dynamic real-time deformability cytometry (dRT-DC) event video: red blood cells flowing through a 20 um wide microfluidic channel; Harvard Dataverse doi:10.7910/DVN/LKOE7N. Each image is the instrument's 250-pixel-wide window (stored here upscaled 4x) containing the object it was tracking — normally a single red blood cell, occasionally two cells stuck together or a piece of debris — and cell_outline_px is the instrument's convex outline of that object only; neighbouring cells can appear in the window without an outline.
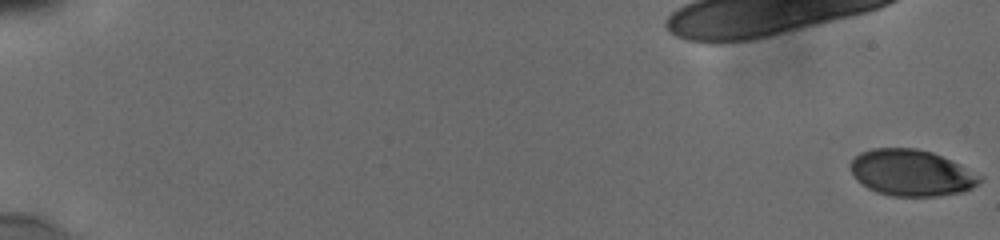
{"species": "human", "species_latin": "Homo sapiens", "temperature_condition": "cold", "stored_images_in_passage": 11, "camera_frame_rate_fps": 3000, "um_per_image_px": 0.085, "donor": {"sex": "male"}, "frame": {"image": 1, "passage_image": 1, "time_ms": 0.0, "image_size_px": [1000, 240], "cell_outline_px": [[984, 180], [972, 188], [964, 192], [940, 196], [892, 196], [876, 192], [868, 188], [856, 180], [848, 164], [860, 152], [872, 148], [916, 148], [932, 152], [960, 164], [984, 176]], "centroid_in_image_um": [77.5, 14.69], "position_along_channel_um": 7.5, "area_um2": 35.32}}